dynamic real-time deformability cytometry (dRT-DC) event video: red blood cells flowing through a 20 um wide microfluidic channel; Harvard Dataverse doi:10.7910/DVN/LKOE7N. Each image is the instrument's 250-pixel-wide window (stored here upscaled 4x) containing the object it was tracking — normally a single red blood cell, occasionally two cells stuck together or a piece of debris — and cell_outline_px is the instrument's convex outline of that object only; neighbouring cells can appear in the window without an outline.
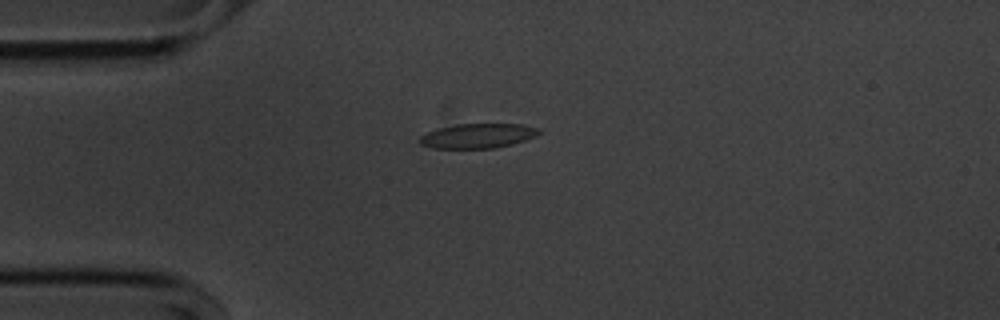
{"species": "common noctule bat (a hibernating species)", "species_latin": "Nyctalus noctula", "temperature_condition": "cold", "stored_images_in_passage": 38, "camera_frame_rate_fps": 3000, "um_per_image_px": 0.085, "animal": {"sex": "male", "body_mass_g": 20.1, "forearm_length_mm": 53.5}, "frame": {"image": 1, "passage_image": 2, "time_ms": 0.333, "image_size_px": [1000, 320], "cell_outline_px": [[540, 132], [536, 136], [512, 144], [496, 148], [432, 148], [420, 144], [420, 136], [436, 128], [456, 124], [524, 124], [540, 128]], "centroid_in_image_um": [40.62, 11.54], "position_along_channel_um": 44.4, "area_um2": 17.17}}
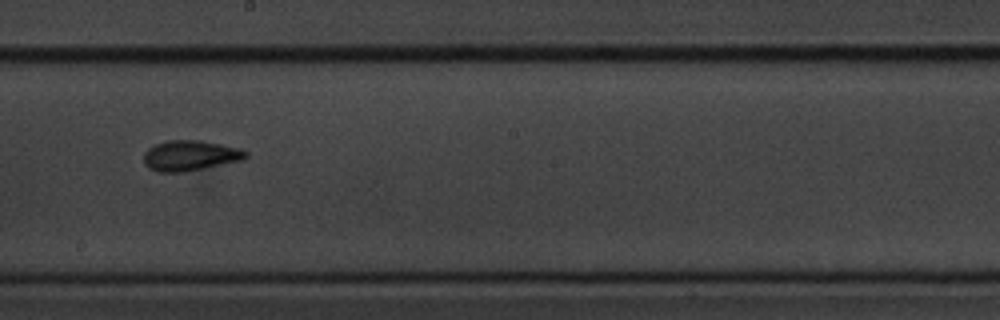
{"frame": {"image": 2, "passage_image": 19, "time_ms": 6.0, "image_size_px": [1000, 320], "cell_outline_px": [[248, 156], [240, 160], [180, 172], [160, 172], [148, 168], [144, 164], [144, 152], [148, 148], [156, 144], [168, 140], [200, 140], [240, 148], [248, 152]], "centroid_in_image_um": [16.12, 13.21], "position_along_channel_um": 232.1, "area_um2": 17.74}}
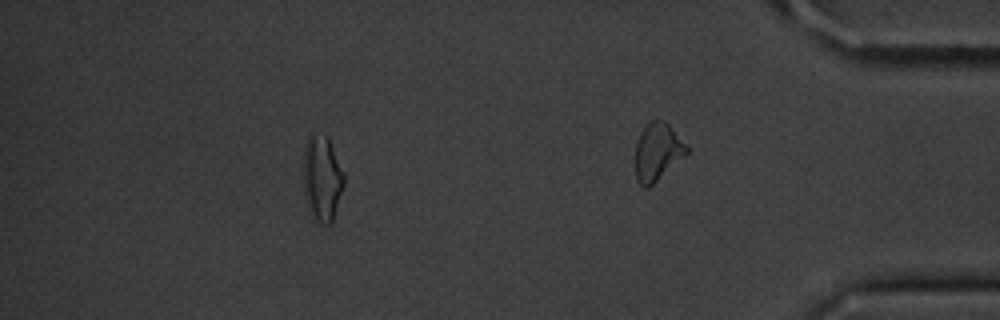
{"frame": {"image": 3, "passage_image": 32, "time_ms": 10.333, "image_size_px": [1000, 320], "cell_outline_px": [[344, 184], [332, 224], [320, 224], [312, 220], [308, 208], [304, 192], [304, 148], [308, 136], [328, 136], [344, 172]], "centroid_in_image_um": [27.38, 15.23], "position_along_channel_um": 407.8, "area_um2": 20.35}, "authors_computed_cell_mechanics": {"area_um2": 17.1666, "velocity_mm_per_s": 3.5915, "shape_relaxation_time_tau1_ms": 3.2959, "shape_relaxation_time_tau2_ms": 1.929, "deformation_change_tau1": 0.1096, "deformation_change_tau2": 0.0775}}